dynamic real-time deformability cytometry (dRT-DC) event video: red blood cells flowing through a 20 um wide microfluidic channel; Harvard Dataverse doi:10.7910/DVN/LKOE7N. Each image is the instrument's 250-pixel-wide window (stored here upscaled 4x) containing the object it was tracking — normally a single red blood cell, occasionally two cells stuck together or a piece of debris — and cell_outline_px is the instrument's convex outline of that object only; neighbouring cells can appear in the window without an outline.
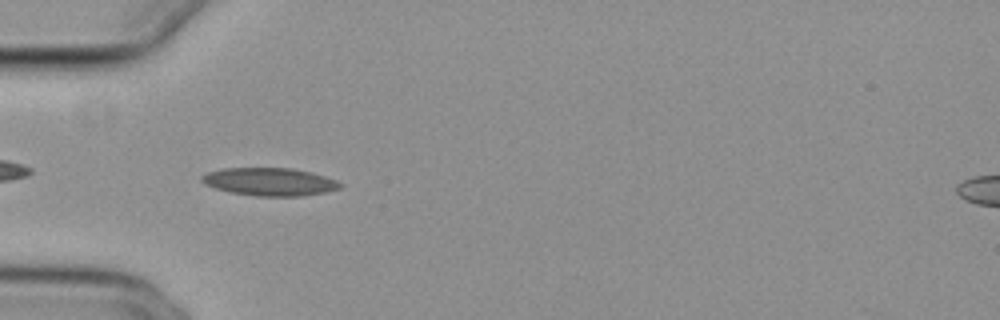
{"species": "common noctule bat (a hibernating species)", "species_latin": "Nyctalus noctula", "temperature_condition": "cold", "stored_images_in_passage": 39, "camera_frame_rate_fps": 3000, "um_per_image_px": 0.085, "animal": {"sex": "female", "body_mass_g": 29.2, "forearm_length_mm": 56.3}, "frame": {"image": 1, "passage_image": 2, "time_ms": 0.333, "image_size_px": [1000, 320], "cell_outline_px": [[344, 184], [340, 188], [324, 192], [300, 196], [256, 196], [228, 192], [204, 184], [200, 180], [200, 176], [208, 172], [224, 168], [292, 168], [312, 172], [336, 180]], "centroid_in_image_um": [22.9, 15.45], "position_along_channel_um": 62.1, "area_um2": 22.54}}
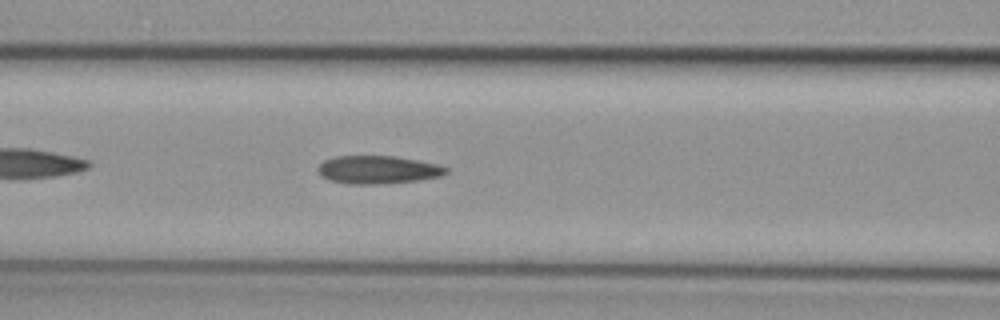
{"frame": {"image": 2, "passage_image": 8, "time_ms": 2.333, "image_size_px": [1000, 320], "cell_outline_px": [[448, 172], [440, 176], [416, 180], [376, 184], [348, 184], [328, 180], [316, 168], [324, 160], [336, 156], [396, 156], [436, 164], [448, 168]], "centroid_in_image_um": [32.09, 14.42], "position_along_channel_um": 134.5, "area_um2": 20.69}}
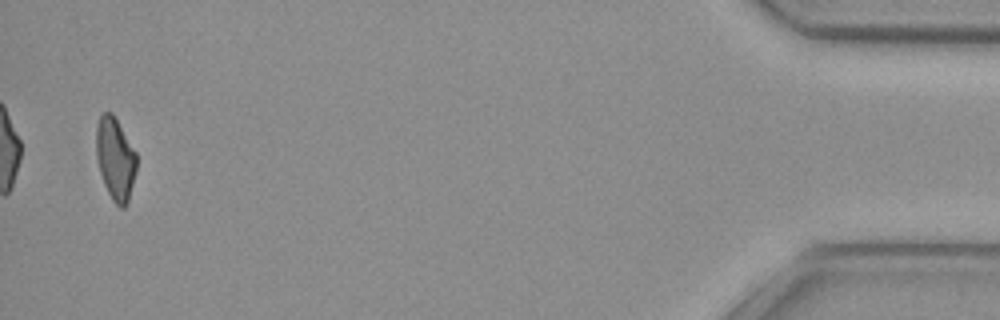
{"frame": {"image": 3, "passage_image": 38, "time_ms": 12.333, "image_size_px": [1000, 320], "cell_outline_px": [[136, 172], [128, 200], [124, 208], [120, 208], [112, 200], [104, 184], [100, 172], [96, 156], [96, 124], [100, 116], [104, 112], [112, 112], [136, 152]], "centroid_in_image_um": [9.79, 13.49], "position_along_channel_um": 425.4, "area_um2": 19.31}, "authors_computed_cell_mechanics": {"area_um2": 20.808, "velocity_mm_per_s": 3.7783, "shape_relaxation_time_tau1_ms": null, "shape_relaxation_time_tau2_ms": 4.3549, "deformation_change_tau1": null, "deformation_change_tau2": 0.1026}}